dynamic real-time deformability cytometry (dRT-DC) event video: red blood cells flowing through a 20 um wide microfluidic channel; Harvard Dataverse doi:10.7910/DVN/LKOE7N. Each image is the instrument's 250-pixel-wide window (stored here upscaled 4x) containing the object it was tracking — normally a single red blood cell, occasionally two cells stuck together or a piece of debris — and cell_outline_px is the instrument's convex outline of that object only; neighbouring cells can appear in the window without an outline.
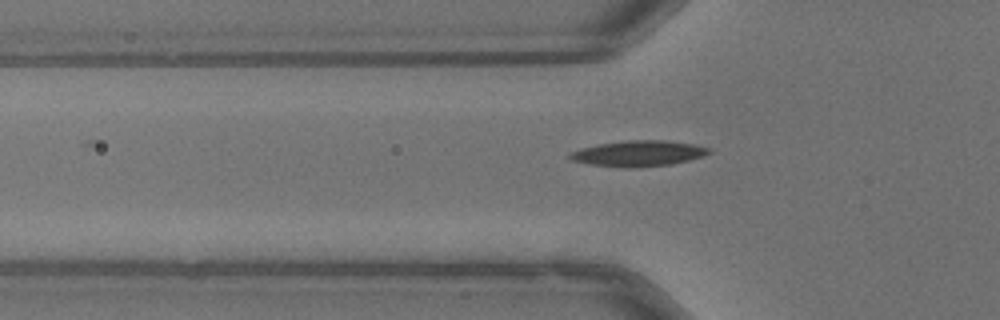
{"species": "common noctule bat (a hibernating species)", "species_latin": "Nyctalus noctula", "temperature_condition": "warm", "stored_images_in_passage": 31, "camera_frame_rate_fps": 3000, "um_per_image_px": 0.085, "animal": {"sex": "male", "body_mass_g": 13.3}, "frame": {"image": 1, "passage_image": 2, "time_ms": 0.333, "image_size_px": [1000, 320], "cell_outline_px": [[712, 152], [704, 156], [672, 164], [632, 168], [624, 168], [592, 164], [572, 160], [568, 156], [568, 152], [580, 148], [600, 144], [628, 140], [668, 140], [696, 144], [712, 148]], "centroid_in_image_um": [54.32, 13.03], "position_along_channel_um": 71.5, "area_um2": 21.04}}
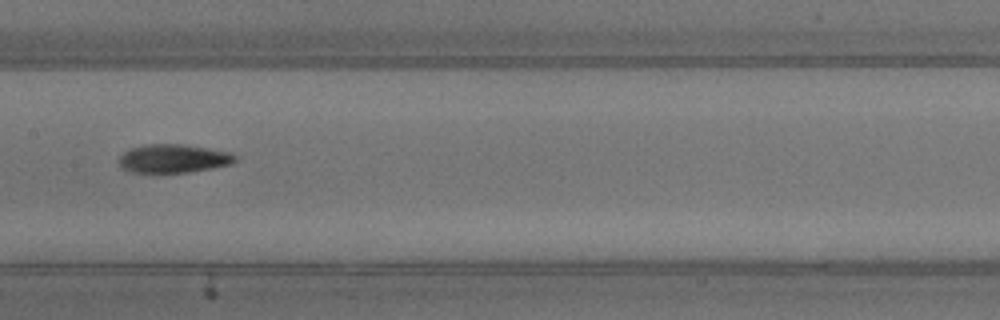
{"frame": {"image": 2, "passage_image": 11, "time_ms": 3.333, "image_size_px": [1000, 320], "cell_outline_px": [[236, 160], [232, 164], [212, 168], [188, 172], [132, 172], [120, 168], [120, 156], [128, 148], [148, 144], [184, 144], [232, 152], [236, 156]], "centroid_in_image_um": [14.75, 13.46], "position_along_channel_um": 192.6, "area_um2": 19.36}}
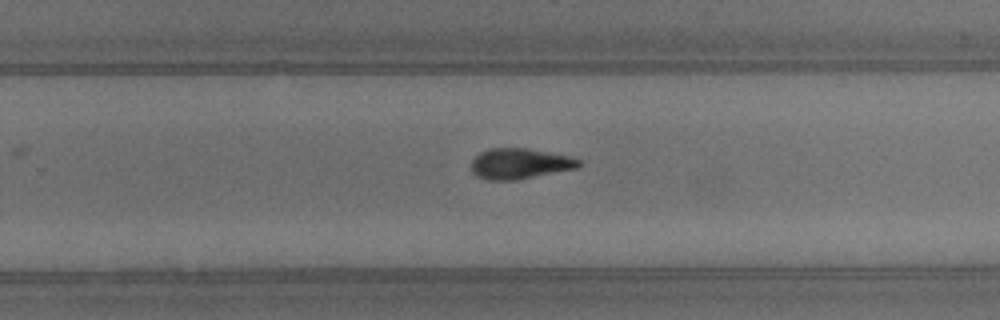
{"frame": {"image": 3, "passage_image": 18, "time_ms": 5.667, "image_size_px": [1000, 320], "cell_outline_px": [[580, 168], [516, 180], [488, 180], [476, 176], [472, 172], [472, 160], [480, 152], [488, 148], [528, 148], [568, 156], [580, 160]], "centroid_in_image_um": [44.18, 13.91], "position_along_channel_um": 285.6, "area_um2": 19.25}}